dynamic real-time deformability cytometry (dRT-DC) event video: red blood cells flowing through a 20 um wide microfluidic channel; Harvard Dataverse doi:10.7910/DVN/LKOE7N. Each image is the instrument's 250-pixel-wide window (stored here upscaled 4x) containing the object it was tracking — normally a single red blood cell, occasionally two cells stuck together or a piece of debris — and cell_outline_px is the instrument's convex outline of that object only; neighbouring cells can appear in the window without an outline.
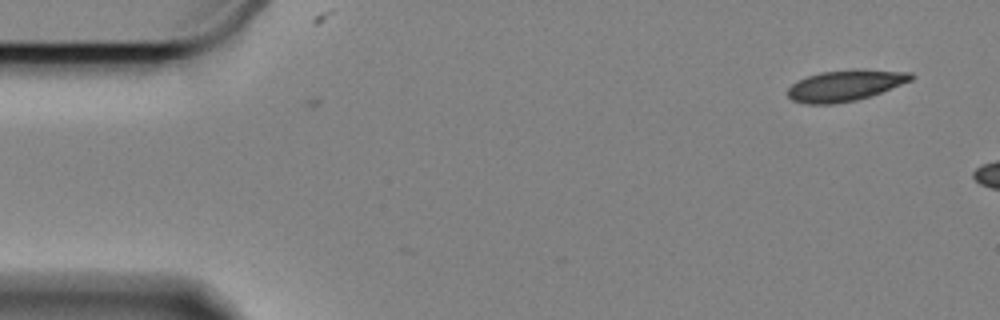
{"species": "Egyptian fruit bat (a non-hibernating species)", "species_latin": "Rousettus aegyptiacus", "temperature_condition": "cold", "stored_images_in_passage": 3, "camera_frame_rate_fps": 3000, "um_per_image_px": 0.085, "animal": {"sex": "female"}, "frame": {"image": 1, "passage_image": 3, "time_ms": 0.667, "image_size_px": [1000, 320], "cell_outline_px": [[916, 76], [912, 80], [872, 96], [856, 100], [836, 104], [804, 104], [792, 100], [788, 96], [788, 88], [792, 84], [808, 76], [820, 72], [856, 68], [860, 68], [912, 72]], "centroid_in_image_um": [71.89, 7.25], "position_along_channel_um": 13.1, "area_um2": 22.72}}